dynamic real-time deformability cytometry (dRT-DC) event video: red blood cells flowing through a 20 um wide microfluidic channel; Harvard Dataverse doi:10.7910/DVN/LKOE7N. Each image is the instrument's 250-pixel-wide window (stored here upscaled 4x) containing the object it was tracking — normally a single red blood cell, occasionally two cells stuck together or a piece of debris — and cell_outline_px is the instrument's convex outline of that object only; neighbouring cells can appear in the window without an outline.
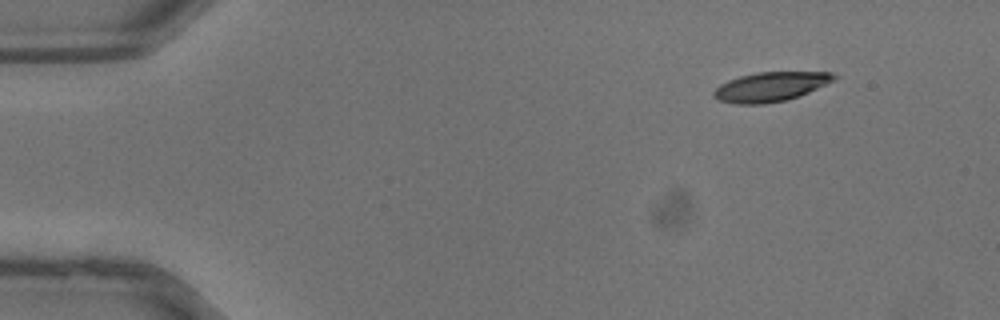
{"species": "common noctule bat (a hibernating species)", "species_latin": "Nyctalus noctula", "temperature_condition": "warm", "stored_images_in_passage": 34, "camera_frame_rate_fps": 3000, "um_per_image_px": 0.085, "animal": {"sex": "male", "body_mass_g": 13.3}, "frame": {"image": 1, "passage_image": 1, "time_ms": 0.0, "image_size_px": [1000, 320], "cell_outline_px": [[840, 76], [836, 80], [808, 92], [788, 100], [764, 104], [736, 104], [720, 100], [712, 96], [712, 92], [720, 84], [728, 80], [740, 76], [756, 72], [832, 72]], "centroid_in_image_um": [65.52, 7.37], "position_along_channel_um": 19.5, "area_um2": 20.75}}
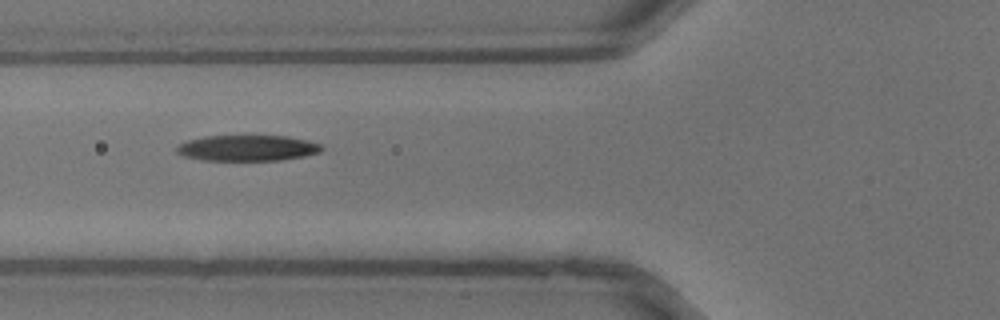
{"frame": {"image": 2, "passage_image": 11, "time_ms": 3.333, "image_size_px": [1000, 320], "cell_outline_px": [[324, 148], [320, 152], [304, 156], [280, 160], [200, 160], [184, 156], [176, 152], [176, 148], [180, 144], [188, 140], [204, 136], [288, 136], [308, 140], [320, 144]], "centroid_in_image_um": [21.04, 12.58], "position_along_channel_um": 104.8, "area_um2": 21.79}}
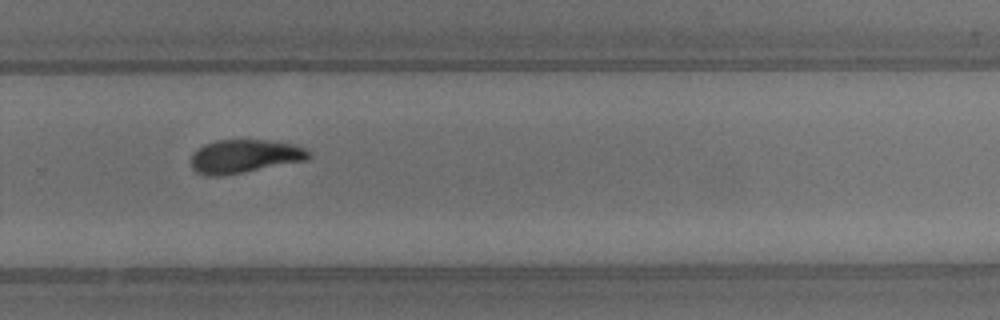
{"frame": {"image": 3, "passage_image": 22, "time_ms": 7.0, "image_size_px": [1000, 320], "cell_outline_px": [[312, 156], [304, 160], [244, 172], [220, 176], [208, 176], [196, 172], [192, 168], [192, 156], [204, 144], [216, 140], [268, 140], [292, 144], [304, 148]], "centroid_in_image_um": [20.76, 13.28], "position_along_channel_um": 309.0, "area_um2": 22.54}}